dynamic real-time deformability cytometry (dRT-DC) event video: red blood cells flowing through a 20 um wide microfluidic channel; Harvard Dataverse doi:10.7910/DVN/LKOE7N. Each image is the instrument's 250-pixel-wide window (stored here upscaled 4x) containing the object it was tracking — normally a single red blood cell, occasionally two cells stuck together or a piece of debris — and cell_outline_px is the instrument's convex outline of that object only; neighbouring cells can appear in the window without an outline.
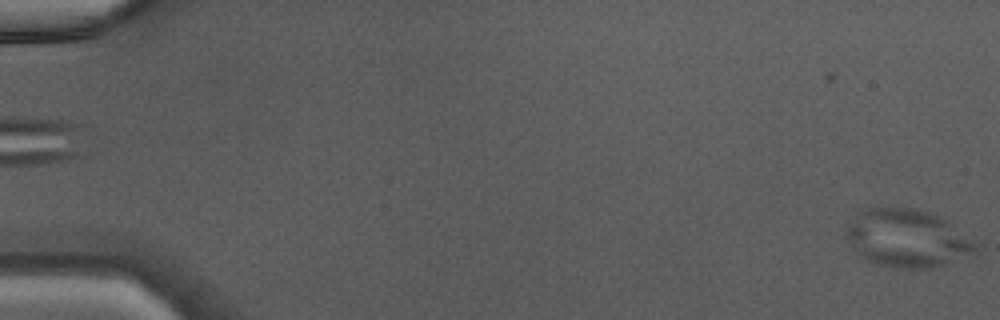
{"species": "Egyptian fruit bat (a non-hibernating species)", "species_latin": "Rousettus aegyptiacus", "temperature_condition": "warm", "stored_images_in_passage": 47, "camera_frame_rate_fps": 3000, "um_per_image_px": 0.085, "animal": {"sex": "male"}, "frame": {"image": 1, "passage_image": 1, "time_ms": 0.0, "image_size_px": [1000, 320], "cell_outline_px": [[984, 244], [980, 256], [932, 268], [896, 268], [876, 264], [860, 256], [852, 248], [844, 236], [844, 224], [860, 212], [868, 208], [912, 208], [928, 212], [944, 220]], "centroid_in_image_um": [77.22, 20.3], "position_along_channel_um": 7.8, "area_um2": 45.08}}
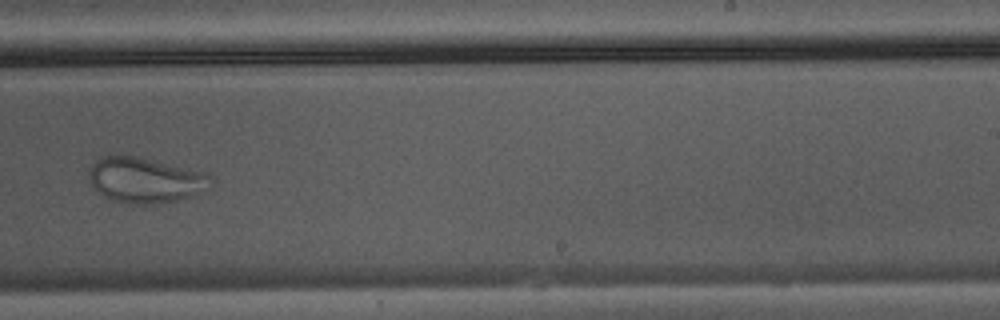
{"frame": {"image": 2, "passage_image": 31, "time_ms": 10.0, "image_size_px": [1000, 320], "cell_outline_px": [[212, 188], [192, 196], [176, 200], [156, 204], [136, 204], [116, 200], [104, 196], [92, 188], [88, 180], [88, 172], [92, 164], [100, 156], [136, 156], [204, 172], [212, 176]], "centroid_in_image_um": [12.35, 15.31], "position_along_channel_um": 276.7, "area_um2": 32.31}}